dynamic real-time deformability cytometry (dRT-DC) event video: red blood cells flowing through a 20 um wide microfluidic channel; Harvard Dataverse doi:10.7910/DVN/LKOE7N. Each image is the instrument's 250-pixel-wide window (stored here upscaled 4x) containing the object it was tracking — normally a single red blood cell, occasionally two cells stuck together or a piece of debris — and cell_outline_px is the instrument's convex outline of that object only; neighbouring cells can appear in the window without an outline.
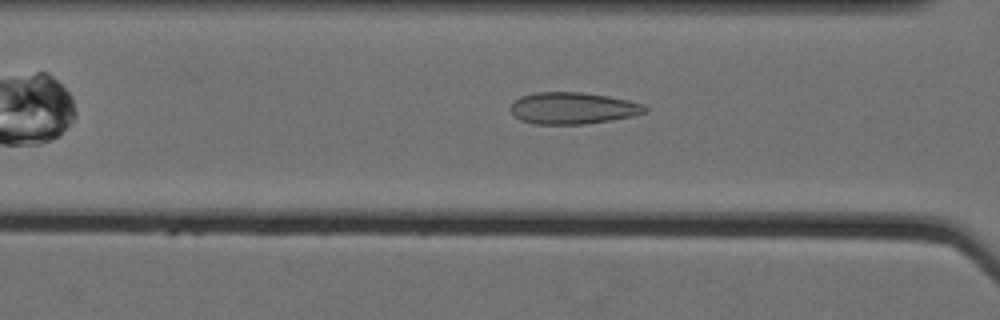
{"species": "Egyptian fruit bat (a non-hibernating species)", "species_latin": "Rousettus aegyptiacus", "temperature_condition": "cold", "stored_images_in_passage": 37, "camera_frame_rate_fps": 3000, "um_per_image_px": 0.085, "animal": {"sex": "female"}, "frame": {"image": 1, "passage_image": 7, "time_ms": 2.0, "image_size_px": [1000, 320], "cell_outline_px": [[648, 112], [632, 116], [584, 124], [536, 124], [520, 120], [508, 108], [512, 100], [520, 96], [536, 92], [584, 92], [608, 96], [628, 100], [644, 104], [648, 108]], "centroid_in_image_um": [48.66, 9.18], "position_along_channel_um": 117.9, "area_um2": 25.03}}
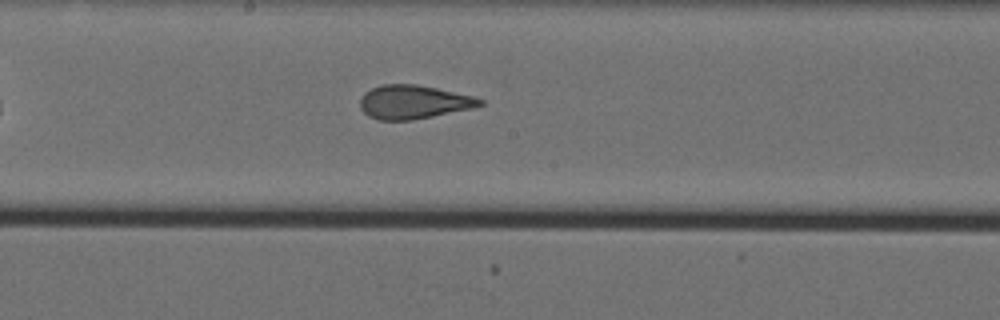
{"frame": {"image": 2, "passage_image": 15, "time_ms": 4.667, "image_size_px": [1000, 320], "cell_outline_px": [[484, 104], [472, 108], [412, 120], [380, 120], [368, 116], [360, 108], [360, 100], [364, 92], [372, 88], [384, 84], [416, 84], [436, 88], [472, 96], [484, 100]], "centroid_in_image_um": [35.12, 8.67], "position_along_channel_um": 213.1, "area_um2": 23.35}}
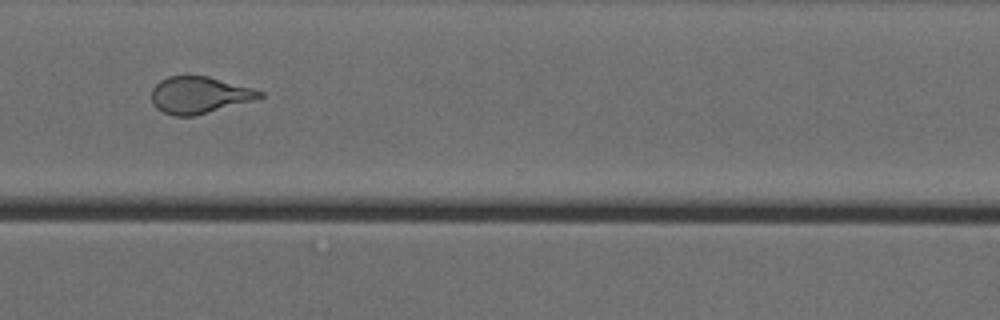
{"frame": {"image": 3, "passage_image": 27, "time_ms": 8.667, "image_size_px": [1000, 320], "cell_outline_px": [[264, 96], [252, 100], [196, 116], [172, 116], [156, 108], [152, 104], [152, 88], [160, 80], [168, 76], [208, 76], [252, 88], [264, 92]], "centroid_in_image_um": [16.91, 8.08], "position_along_channel_um": 353.7, "area_um2": 23.12}, "authors_computed_cell_mechanics": {"area_um2": 24.0448, "velocity_mm_per_s": 3.5424, "shape_relaxation_time_tau1_ms": 10.8911, "shape_relaxation_time_tau2_ms": 0.8742, "deformation_change_tau1": 0.2503, "deformation_change_tau2": 0.0787}}